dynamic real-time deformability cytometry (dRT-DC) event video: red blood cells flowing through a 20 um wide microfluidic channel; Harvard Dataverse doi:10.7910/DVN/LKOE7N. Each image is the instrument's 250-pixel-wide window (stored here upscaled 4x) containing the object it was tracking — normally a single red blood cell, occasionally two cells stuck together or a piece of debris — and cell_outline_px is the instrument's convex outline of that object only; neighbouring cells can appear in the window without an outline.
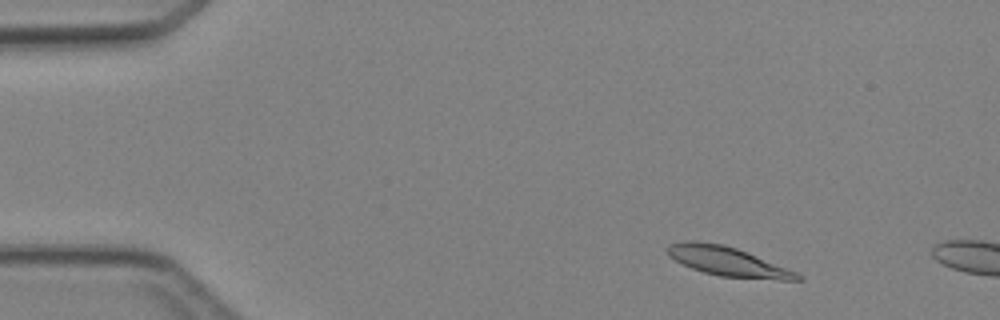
{"species": "Egyptian fruit bat (a non-hibernating species)", "species_latin": "Rousettus aegyptiacus", "temperature_condition": "cold", "stored_images_in_passage": 3, "camera_frame_rate_fps": 3000, "um_per_image_px": 0.085, "animal": {"sex": "female"}, "frame": {"image": 1, "passage_image": 1, "time_ms": 0.0, "image_size_px": [1000, 320], "cell_outline_px": [[804, 280], [780, 280], [720, 276], [704, 272], [692, 268], [668, 256], [664, 248], [668, 244], [684, 240], [696, 240], [724, 244], [736, 248], [796, 272], [804, 276]], "centroid_in_image_um": [61.8, 22.2], "position_along_channel_um": 23.2, "area_um2": 22.14}}